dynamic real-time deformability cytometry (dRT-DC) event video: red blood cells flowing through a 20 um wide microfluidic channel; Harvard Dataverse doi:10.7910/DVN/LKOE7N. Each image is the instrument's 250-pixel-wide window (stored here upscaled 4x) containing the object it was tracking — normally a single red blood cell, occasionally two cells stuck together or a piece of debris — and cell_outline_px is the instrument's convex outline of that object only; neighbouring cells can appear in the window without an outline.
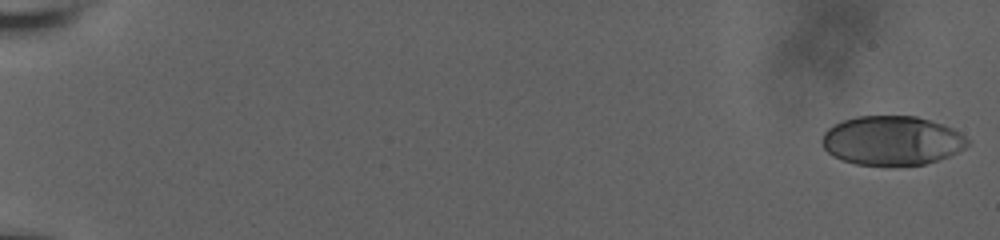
{"species": "human", "species_latin": "Homo sapiens", "temperature_condition": "room temperature", "stored_images_in_passage": 60, "camera_frame_rate_fps": 3000, "um_per_image_px": 0.085, "donor": {"sex": "male"}, "frame": {"image": 1, "passage_image": 1, "time_ms": 0.0, "image_size_px": [1000, 240], "cell_outline_px": [[968, 144], [964, 148], [948, 156], [924, 164], [856, 164], [840, 160], [832, 156], [824, 148], [820, 140], [824, 132], [828, 128], [844, 120], [856, 116], [916, 116], [944, 124], [952, 128], [964, 136], [968, 140]], "centroid_in_image_um": [75.77, 11.93], "position_along_channel_um": 9.2, "area_um2": 41.38}}
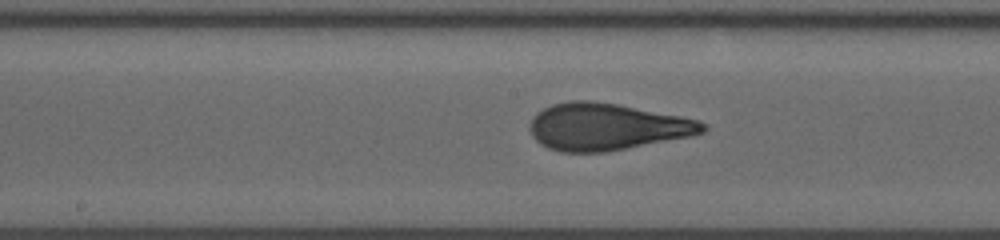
{"frame": {"image": 2, "passage_image": 34, "time_ms": 11.0, "image_size_px": [1000, 240], "cell_outline_px": [[708, 128], [704, 132], [692, 136], [604, 152], [560, 152], [548, 148], [540, 144], [532, 136], [532, 116], [536, 112], [552, 104], [568, 100], [592, 100], [616, 104], [680, 116], [696, 120], [708, 124]], "centroid_in_image_um": [51.56, 10.77], "position_along_channel_um": 196.6, "area_um2": 47.11}}
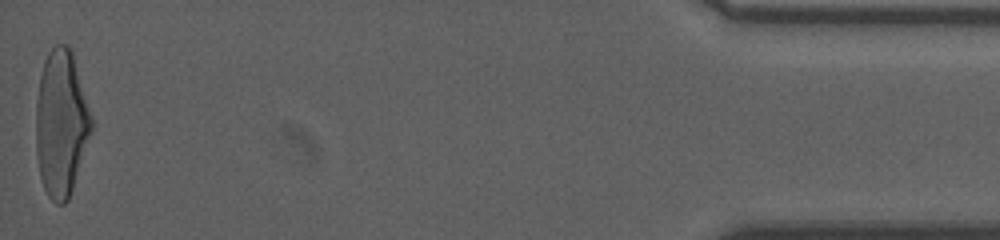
{"frame": {"image": 3, "passage_image": 60, "time_ms": 19.667, "image_size_px": [1000, 240], "cell_outline_px": [[92, 132], [68, 200], [64, 204], [56, 204], [48, 196], [44, 188], [40, 176], [36, 152], [36, 100], [40, 76], [44, 60], [48, 52], [56, 44], [68, 44], [72, 48], [92, 116]], "centroid_in_image_um": [5.2, 10.44], "position_along_channel_um": 430.0, "area_um2": 47.63}, "authors_computed_cell_mechanics": {"area_um2": 45.5175, "velocity_mm_per_s": 3.6517, "shape_relaxation_time_tau1_ms": 5.1648, "shape_relaxation_time_tau2_ms": 0.8116, "deformation_change_tau1": 0.2092, "deformation_change_tau2": 0.0866}}